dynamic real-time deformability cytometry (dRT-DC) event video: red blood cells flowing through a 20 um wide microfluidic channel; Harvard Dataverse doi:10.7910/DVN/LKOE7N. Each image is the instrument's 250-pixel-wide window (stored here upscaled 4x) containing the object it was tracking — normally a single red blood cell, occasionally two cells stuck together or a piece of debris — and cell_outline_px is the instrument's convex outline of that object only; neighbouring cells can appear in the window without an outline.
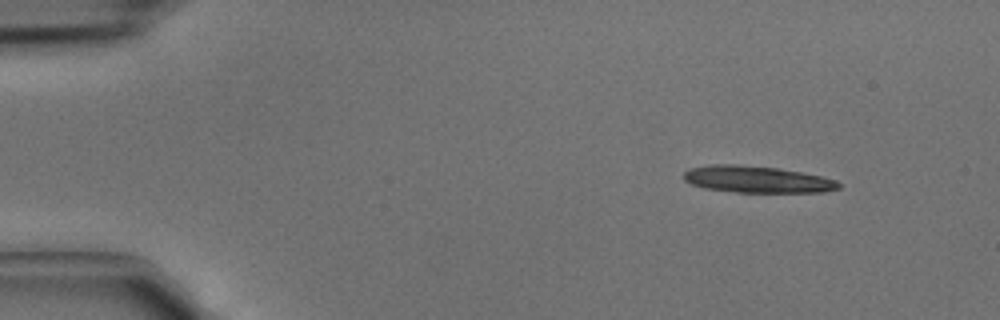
{"species": "common noctule bat (a hibernating species)", "species_latin": "Nyctalus noctula", "temperature_condition": "cold", "stored_images_in_passage": 4, "segment_of_instrument_passage": [1, 2], "camera_frame_rate_fps": 3000, "um_per_image_px": 0.085, "animal": {"sex": "male", "body_mass_g": 15.6}, "frame": {"image": 1, "passage_image": 1, "time_ms": 0.0, "image_size_px": [1000, 320], "cell_outline_px": [[840, 188], [824, 192], [736, 192], [704, 188], [692, 184], [684, 180], [684, 172], [692, 168], [708, 164], [740, 164], [776, 168], [800, 172], [820, 176], [836, 180], [840, 184]], "centroid_in_image_um": [64.33, 15.24], "position_along_channel_um": 20.7, "area_um2": 24.04}}
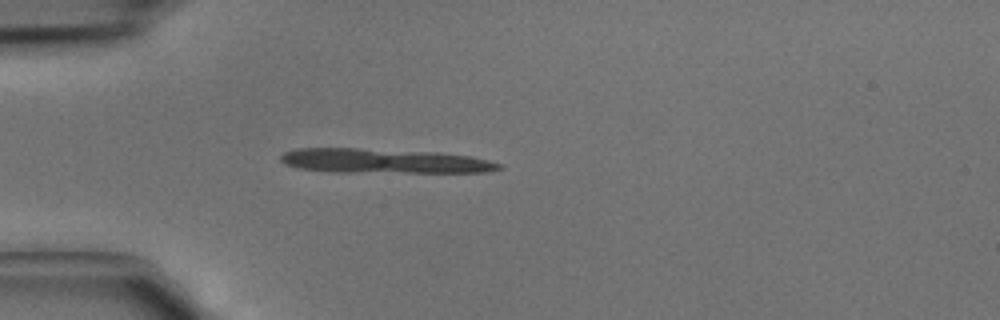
{"frame": {"image": 2, "passage_image": 3, "time_ms": 0.667, "image_size_px": [1000, 320], "cell_outline_px": [[504, 168], [488, 172], [336, 172], [300, 168], [284, 164], [280, 160], [280, 156], [284, 152], [296, 148], [356, 148], [440, 152], [472, 156], [504, 164]], "centroid_in_image_um": [32.69, 13.68], "position_along_channel_um": 52.3, "area_um2": 31.39}}